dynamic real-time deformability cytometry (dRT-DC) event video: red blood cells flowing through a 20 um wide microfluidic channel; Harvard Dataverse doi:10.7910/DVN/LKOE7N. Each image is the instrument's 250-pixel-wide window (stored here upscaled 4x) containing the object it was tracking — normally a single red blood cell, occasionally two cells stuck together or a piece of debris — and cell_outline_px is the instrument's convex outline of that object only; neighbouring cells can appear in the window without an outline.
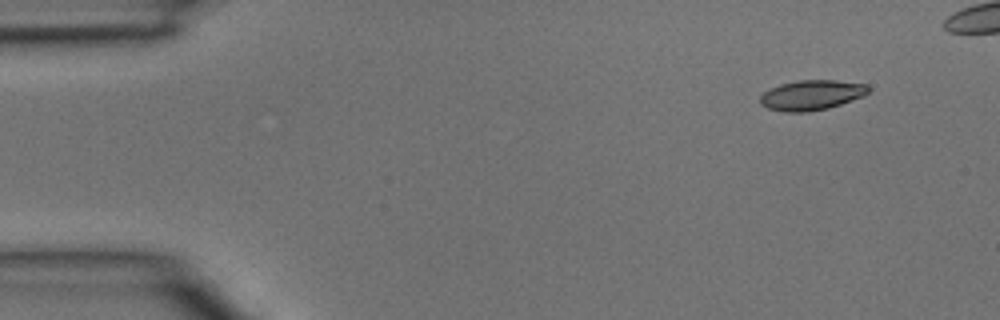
{"species": "common noctule bat (a hibernating species)", "species_latin": "Nyctalus noctula", "temperature_condition": "room temperature", "stored_images_in_passage": 4, "camera_frame_rate_fps": 3000, "um_per_image_px": 0.085, "animal": {"sex": "male", "body_mass_g": 15.6}, "frame": {"image": 1, "passage_image": 1, "time_ms": 0.0, "image_size_px": [1000, 320], "cell_outline_px": [[868, 92], [864, 96], [828, 108], [808, 112], [784, 112], [768, 108], [760, 104], [760, 96], [768, 88], [780, 84], [796, 80], [836, 80], [868, 84]], "centroid_in_image_um": [68.96, 8.07], "position_along_channel_um": 16.0, "area_um2": 19.07}}